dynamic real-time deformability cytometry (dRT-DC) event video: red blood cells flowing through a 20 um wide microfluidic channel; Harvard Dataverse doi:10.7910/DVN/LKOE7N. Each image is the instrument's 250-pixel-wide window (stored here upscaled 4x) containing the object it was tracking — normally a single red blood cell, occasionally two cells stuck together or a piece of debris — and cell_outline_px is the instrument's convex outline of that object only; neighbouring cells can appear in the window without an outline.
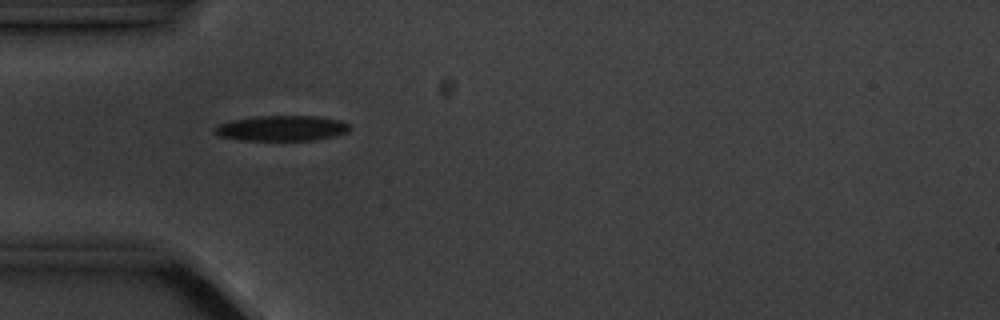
{"species": "common noctule bat (a hibernating species)", "species_latin": "Nyctalus noctula", "temperature_condition": "cold", "stored_images_in_passage": 5, "camera_frame_rate_fps": 3000, "um_per_image_px": 0.085, "animal": {"sex": "male", "body_mass_g": 20.1, "forearm_length_mm": 53.5}, "frame": {"image": 1, "passage_image": 4, "time_ms": 4.333, "image_size_px": [1000, 320], "cell_outline_px": [[348, 132], [316, 140], [244, 140], [220, 136], [216, 132], [216, 128], [220, 124], [232, 120], [252, 116], [316, 116], [340, 120], [348, 124]], "centroid_in_image_um": [23.97, 10.89], "position_along_channel_um": 61.0, "area_um2": 19.65}}